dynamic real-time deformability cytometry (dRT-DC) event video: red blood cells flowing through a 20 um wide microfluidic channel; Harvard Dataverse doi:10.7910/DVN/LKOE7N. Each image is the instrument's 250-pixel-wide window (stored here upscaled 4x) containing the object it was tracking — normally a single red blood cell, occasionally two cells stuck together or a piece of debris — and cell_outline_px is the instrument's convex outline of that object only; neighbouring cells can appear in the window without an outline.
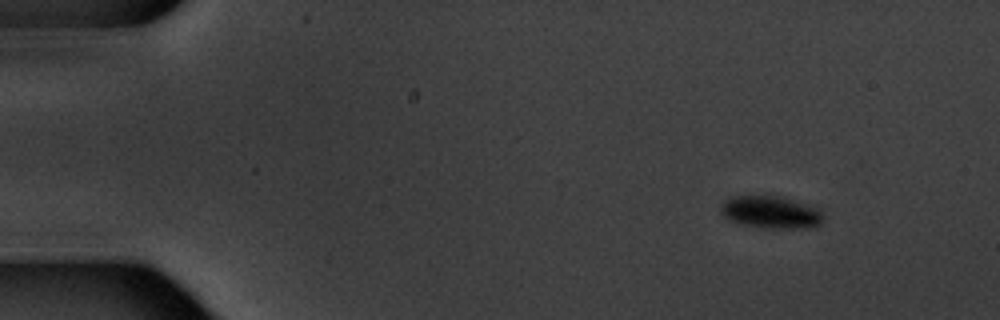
{"species": "common noctule bat (a hibernating species)", "species_latin": "Nyctalus noctula", "temperature_condition": "warm", "stored_images_in_passage": 6, "camera_frame_rate_fps": 3000, "um_per_image_px": 0.085, "animal": {"sex": "male", "body_mass_g": 20.1, "forearm_length_mm": 53.5}, "frame": {"image": 1, "passage_image": 2, "time_ms": 1.0, "image_size_px": [1000, 320], "cell_outline_px": [[820, 224], [812, 228], [764, 228], [728, 220], [720, 212], [720, 208], [724, 200], [732, 196], [780, 196], [808, 204], [816, 208], [820, 212]], "centroid_in_image_um": [65.48, 18.03], "position_along_channel_um": 19.5, "area_um2": 19.13}}
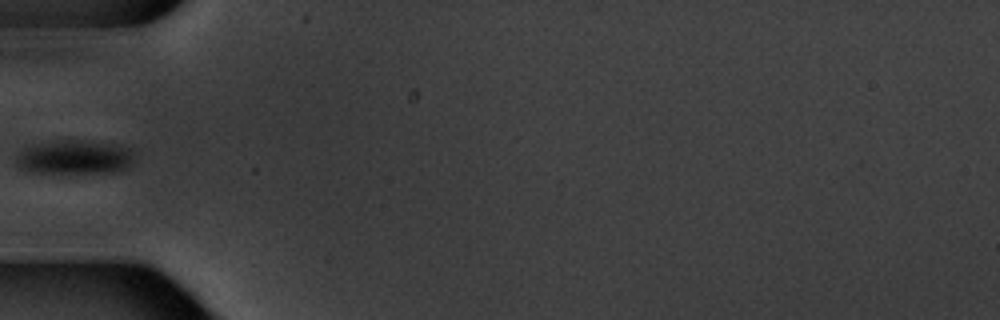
{"frame": {"image": 2, "passage_image": 6, "time_ms": 5.667, "image_size_px": [1000, 320], "cell_outline_px": [[132, 160], [120, 172], [24, 172], [16, 164], [16, 156], [24, 148], [36, 144], [64, 140], [80, 140], [112, 144], [132, 148]], "centroid_in_image_um": [6.3, 13.36], "position_along_channel_um": 78.7, "area_um2": 23.12}}